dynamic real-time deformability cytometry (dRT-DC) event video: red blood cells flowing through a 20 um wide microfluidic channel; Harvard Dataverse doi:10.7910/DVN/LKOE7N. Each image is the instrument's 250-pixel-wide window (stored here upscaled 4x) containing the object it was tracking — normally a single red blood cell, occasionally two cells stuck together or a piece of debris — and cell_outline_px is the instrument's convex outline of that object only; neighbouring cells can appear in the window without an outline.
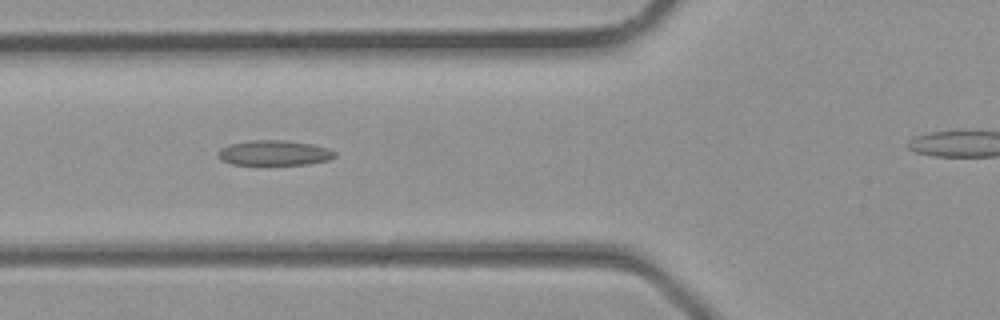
{"species": "common noctule bat (a hibernating species)", "species_latin": "Nyctalus noctula", "temperature_condition": "room temperature", "stored_images_in_passage": 24, "camera_frame_rate_fps": 3000, "um_per_image_px": 0.085, "animal": {"sex": "male", "body_mass_g": 23.1, "forearm_length_mm": 52.7}, "frame": {"image": 1, "passage_image": 8, "time_ms": 2.333, "image_size_px": [1000, 320], "cell_outline_px": [[336, 156], [328, 160], [308, 164], [232, 164], [220, 160], [216, 156], [220, 148], [228, 144], [248, 140], [284, 140], [312, 144], [328, 148], [336, 152]], "centroid_in_image_um": [23.27, 12.98], "position_along_channel_um": 102.5, "area_um2": 17.17}}
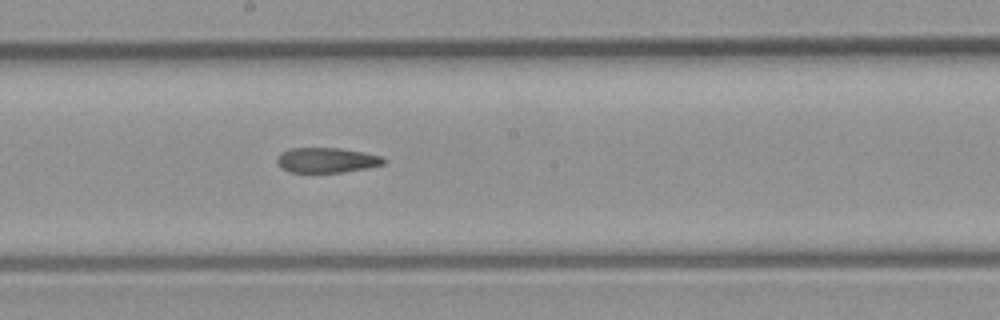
{"frame": {"image": 2, "passage_image": 14, "time_ms": 4.333, "image_size_px": [1000, 320], "cell_outline_px": [[388, 160], [384, 164], [364, 168], [340, 172], [288, 172], [280, 168], [276, 164], [276, 156], [280, 152], [292, 148], [340, 148], [364, 152], [384, 156]], "centroid_in_image_um": [27.74, 13.6], "position_along_channel_um": 220.5, "area_um2": 15.78}}
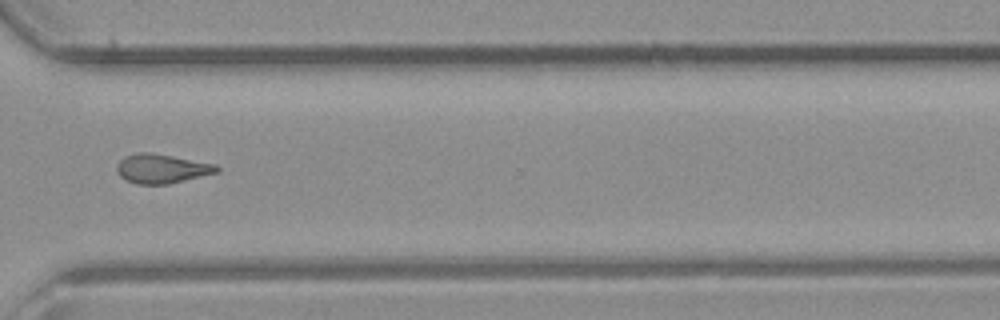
{"frame": {"image": 3, "passage_image": 21, "time_ms": 6.667, "image_size_px": [1000, 320], "cell_outline_px": [[220, 172], [168, 184], [136, 184], [124, 180], [116, 172], [116, 164], [124, 156], [136, 152], [152, 152], [216, 164], [220, 168]], "centroid_in_image_um": [13.72, 14.33], "position_along_channel_um": 356.9, "area_um2": 17.34}}